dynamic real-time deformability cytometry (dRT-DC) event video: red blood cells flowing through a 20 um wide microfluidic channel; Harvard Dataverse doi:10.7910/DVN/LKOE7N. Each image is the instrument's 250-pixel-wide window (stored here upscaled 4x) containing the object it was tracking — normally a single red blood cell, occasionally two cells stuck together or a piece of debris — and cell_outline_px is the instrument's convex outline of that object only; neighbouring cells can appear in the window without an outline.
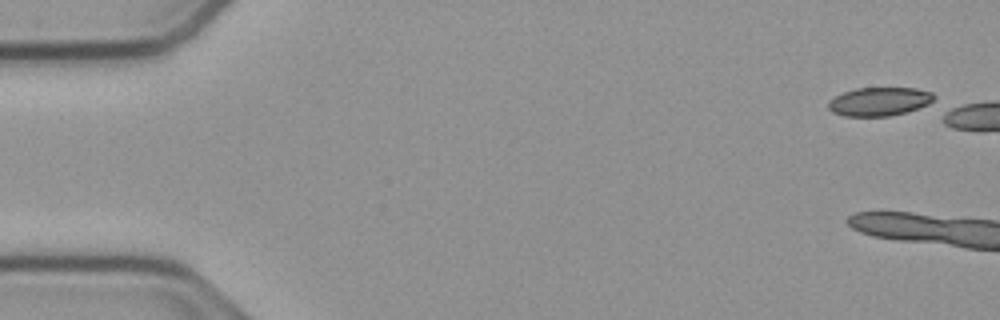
{"species": "common noctule bat (a hibernating species)", "species_latin": "Nyctalus noctula", "temperature_condition": "cold", "stored_images_in_passage": 4, "camera_frame_rate_fps": 3000, "um_per_image_px": 0.085, "animal": {"sex": "male", "body_mass_g": 23.1, "forearm_length_mm": 52.7}, "frame": {"image": 1, "passage_image": 1, "time_ms": 0.0, "image_size_px": [1000, 320], "cell_outline_px": [[936, 104], [888, 116], [844, 116], [832, 112], [828, 108], [828, 100], [844, 92], [856, 88], [916, 88], [932, 92], [936, 96]], "centroid_in_image_um": [74.82, 8.63], "position_along_channel_um": 10.2, "area_um2": 17.92}}